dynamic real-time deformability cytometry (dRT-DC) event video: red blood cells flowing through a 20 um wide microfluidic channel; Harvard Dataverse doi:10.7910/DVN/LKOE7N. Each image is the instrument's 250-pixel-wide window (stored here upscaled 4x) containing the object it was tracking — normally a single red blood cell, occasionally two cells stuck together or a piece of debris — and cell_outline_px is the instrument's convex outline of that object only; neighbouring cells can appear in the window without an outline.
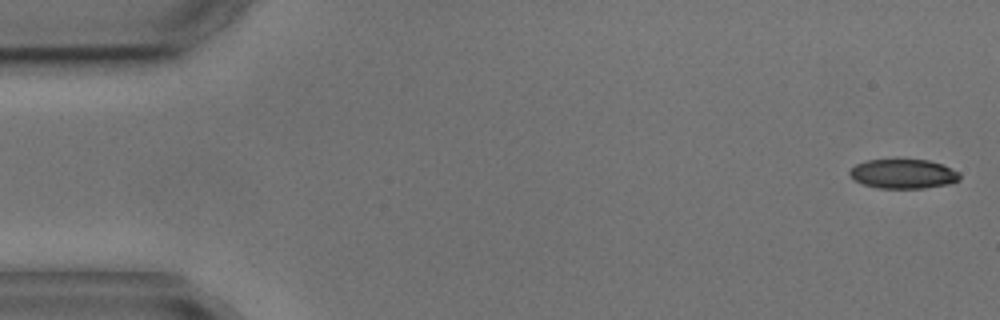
{"species": "common noctule bat (a hibernating species)", "species_latin": "Nyctalus noctula", "temperature_condition": "cold", "stored_images_in_passage": 2, "camera_frame_rate_fps": 3000, "um_per_image_px": 0.085, "animal": {"sex": "male", "body_mass_g": 17.9, "forearm_length_mm": 54.2}, "frame": {"image": 1, "passage_image": 2, "time_ms": 1.333, "image_size_px": [1000, 320], "cell_outline_px": [[960, 180], [948, 184], [924, 188], [876, 188], [852, 180], [848, 172], [856, 164], [868, 160], [896, 156], [928, 160], [940, 164], [960, 172]], "centroid_in_image_um": [76.74, 14.73], "position_along_channel_um": 8.3, "area_um2": 19.65}}